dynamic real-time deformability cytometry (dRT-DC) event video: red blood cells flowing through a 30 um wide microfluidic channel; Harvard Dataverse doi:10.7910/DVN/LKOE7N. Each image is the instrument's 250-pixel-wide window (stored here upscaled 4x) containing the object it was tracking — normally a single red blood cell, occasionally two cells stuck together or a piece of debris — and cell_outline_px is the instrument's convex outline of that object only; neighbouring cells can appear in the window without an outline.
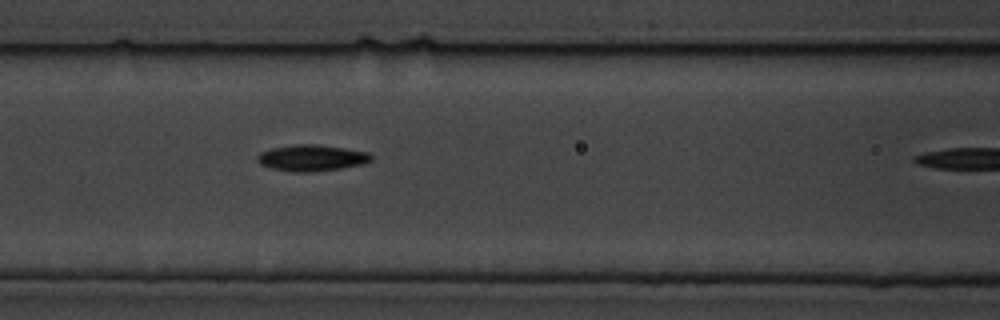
{"species": "common noctule bat (a hibernating species)", "species_latin": "Nyctalus noctula", "temperature_condition": "cold", "stored_images_in_passage": 5, "camera_frame_rate_fps": 3000, "um_per_image_px": 0.085, "animal": {"sex": "male", "body_mass_g": 19.5, "forearm_length_mm": 54.6}, "frame": {"image": 1, "passage_image": 4, "time_ms": 3.333, "image_size_px": [1000, 320], "cell_outline_px": [[372, 160], [364, 164], [340, 168], [312, 172], [292, 172], [272, 168], [260, 164], [256, 160], [256, 156], [260, 152], [272, 148], [296, 144], [320, 144], [368, 152], [372, 156]], "centroid_in_image_um": [26.48, 13.42], "position_along_channel_um": 140.1, "area_um2": 17.51}}